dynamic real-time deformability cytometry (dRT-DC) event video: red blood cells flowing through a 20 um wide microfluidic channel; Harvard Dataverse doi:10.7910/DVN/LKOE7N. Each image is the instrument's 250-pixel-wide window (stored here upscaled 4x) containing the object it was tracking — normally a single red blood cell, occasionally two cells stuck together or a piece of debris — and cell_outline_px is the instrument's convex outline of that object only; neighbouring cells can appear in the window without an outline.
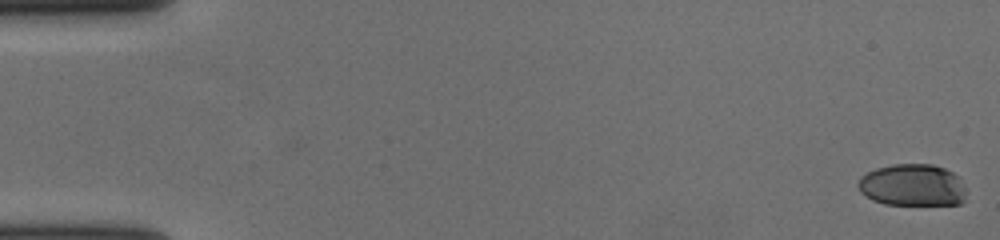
{"species": "human", "species_latin": "Homo sapiens", "temperature_condition": "cold", "stored_images_in_passage": 57, "camera_frame_rate_fps": 3000, "um_per_image_px": 0.085, "donor": {"sex": "female"}, "frame": {"image": 1, "passage_image": 1, "time_ms": 0.0, "image_size_px": [1000, 240], "cell_outline_px": [[964, 200], [960, 204], [884, 204], [872, 200], [860, 192], [856, 184], [860, 176], [876, 168], [892, 164], [932, 164], [944, 168], [952, 172], [956, 176], [964, 188]], "centroid_in_image_um": [77.5, 15.73], "position_along_channel_um": 7.5, "area_um2": 26.36}}
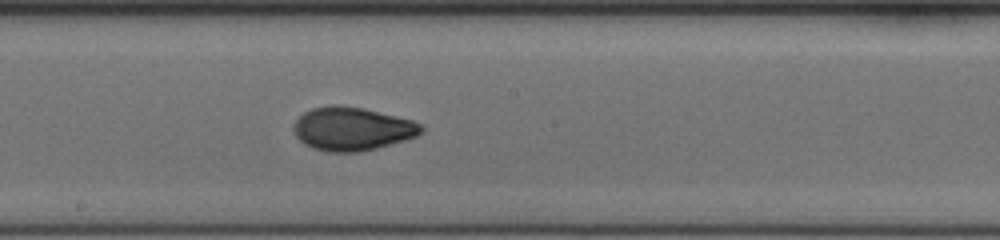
{"frame": {"image": 2, "passage_image": 32, "time_ms": 10.333, "image_size_px": [1000, 240], "cell_outline_px": [[424, 132], [416, 136], [404, 140], [376, 148], [360, 152], [328, 152], [312, 148], [304, 144], [296, 136], [292, 128], [296, 120], [304, 112], [312, 108], [332, 104], [340, 104], [364, 108], [412, 120], [420, 124], [424, 128]], "centroid_in_image_um": [29.91, 10.94], "position_along_channel_um": 218.3, "area_um2": 32.43}}
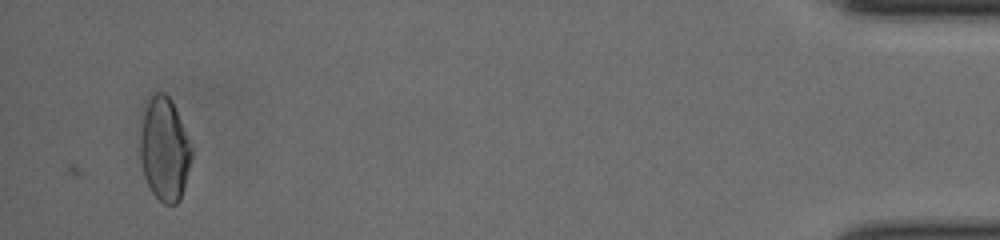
{"frame": {"image": 3, "passage_image": 55, "time_ms": 18.0, "image_size_px": [1000, 240], "cell_outline_px": [[192, 156], [180, 200], [176, 204], [164, 204], [152, 192], [144, 176], [140, 160], [140, 132], [144, 112], [148, 100], [156, 92], [164, 92], [172, 100], [192, 148]], "centroid_in_image_um": [13.97, 12.69], "position_along_channel_um": 421.2, "area_um2": 30.69}, "authors_computed_cell_mechanics": {"area_um2": 30.2872, "velocity_mm_per_s": 3.6941, "shape_relaxation_time_tau1_ms": 5.72, "shape_relaxation_time_tau2_ms": 1.329, "deformation_change_tau1": 0.1882, "deformation_change_tau2": 0.048}}